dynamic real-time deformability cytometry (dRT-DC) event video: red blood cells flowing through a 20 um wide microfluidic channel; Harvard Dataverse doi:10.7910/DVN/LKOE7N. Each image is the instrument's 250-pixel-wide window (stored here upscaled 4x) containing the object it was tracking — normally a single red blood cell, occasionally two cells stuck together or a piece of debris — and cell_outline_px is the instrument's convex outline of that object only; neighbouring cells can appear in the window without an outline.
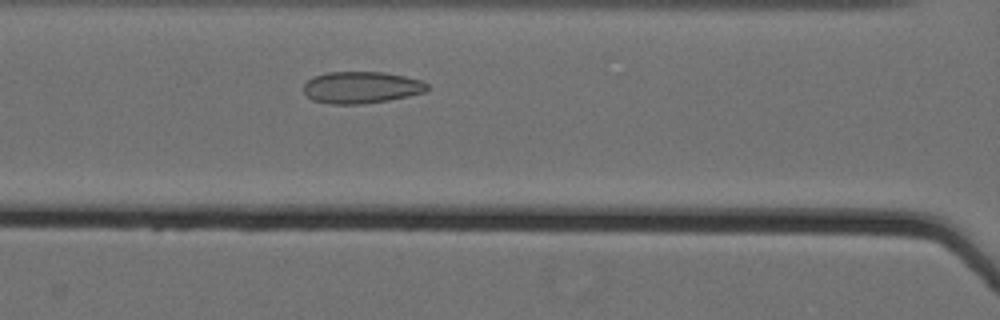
{"species": "Egyptian fruit bat (a non-hibernating species)", "species_latin": "Rousettus aegyptiacus", "temperature_condition": "cold", "stored_images_in_passage": 37, "camera_frame_rate_fps": 3000, "um_per_image_px": 0.085, "animal": {"sex": "female"}, "frame": {"image": 1, "passage_image": 13, "time_ms": 4.0, "image_size_px": [1000, 320], "cell_outline_px": [[428, 88], [424, 92], [408, 96], [388, 100], [364, 104], [328, 104], [312, 100], [304, 92], [304, 84], [308, 80], [316, 76], [328, 72], [384, 72], [404, 76], [420, 80], [428, 84]], "centroid_in_image_um": [30.7, 7.44], "position_along_channel_um": 135.9, "area_um2": 22.83}}
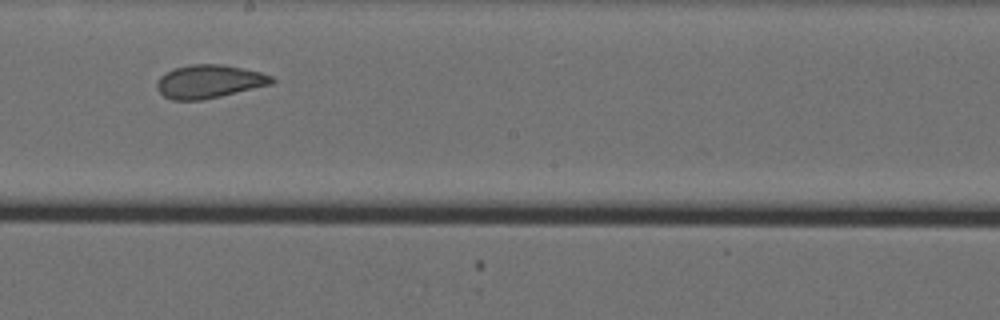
{"frame": {"image": 2, "passage_image": 21, "time_ms": 6.667, "image_size_px": [1000, 320], "cell_outline_px": [[276, 80], [272, 84], [220, 96], [200, 100], [172, 100], [164, 96], [156, 88], [156, 84], [160, 76], [176, 68], [192, 64], [220, 64], [244, 68], [260, 72], [272, 76]], "centroid_in_image_um": [17.79, 6.93], "position_along_channel_um": 230.4, "area_um2": 22.14}}
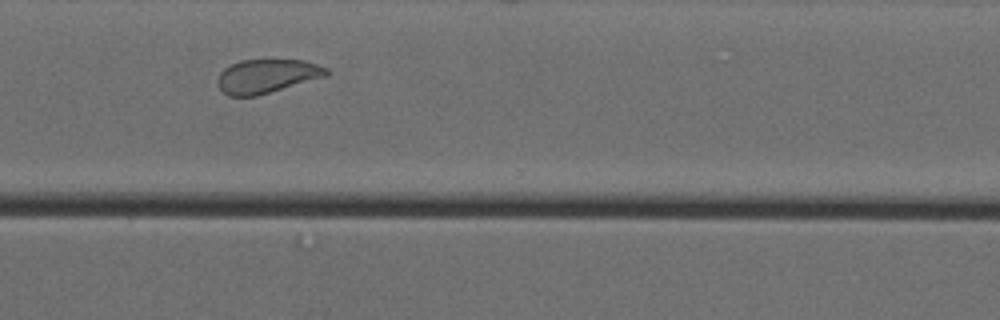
{"frame": {"image": 3, "passage_image": 31, "time_ms": 10.0, "image_size_px": [1000, 320], "cell_outline_px": [[332, 72], [328, 76], [256, 96], [228, 96], [216, 84], [216, 80], [220, 72], [224, 68], [240, 60], [304, 60], [328, 68]], "centroid_in_image_um": [22.7, 6.47], "position_along_channel_um": 347.9, "area_um2": 21.62}, "authors_computed_cell_mechanics": {"area_um2": 22.4842, "velocity_mm_per_s": 3.5475, "shape_relaxation_time_tau1_ms": 11.2374, "shape_relaxation_time_tau2_ms": 1.5502, "deformation_change_tau1": 0.1479, "deformation_change_tau2": 0.0693}}